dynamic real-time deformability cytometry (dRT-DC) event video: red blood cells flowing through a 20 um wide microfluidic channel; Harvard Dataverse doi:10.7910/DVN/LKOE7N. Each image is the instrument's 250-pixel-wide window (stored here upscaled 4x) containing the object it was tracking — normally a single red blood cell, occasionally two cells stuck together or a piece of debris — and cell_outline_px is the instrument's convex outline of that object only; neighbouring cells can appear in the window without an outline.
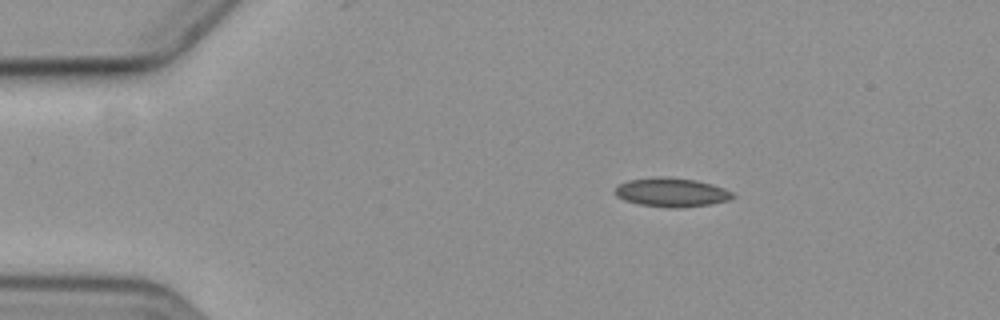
{"species": "common noctule bat (a hibernating species)", "species_latin": "Nyctalus noctula", "temperature_condition": "cold", "stored_images_in_passage": 4, "camera_frame_rate_fps": 3000, "um_per_image_px": 0.085, "animal": {"sex": "female", "body_mass_g": 19.3, "forearm_length_mm": 54.1}, "frame": {"image": 1, "passage_image": 2, "time_ms": 1.333, "image_size_px": [1000, 320], "cell_outline_px": [[736, 196], [728, 200], [708, 204], [684, 208], [668, 208], [640, 204], [624, 200], [616, 196], [612, 192], [620, 184], [628, 180], [656, 176], [664, 176], [696, 180], [712, 184], [724, 188], [732, 192]], "centroid_in_image_um": [57.06, 16.34], "position_along_channel_um": 27.9, "area_um2": 20.0}}